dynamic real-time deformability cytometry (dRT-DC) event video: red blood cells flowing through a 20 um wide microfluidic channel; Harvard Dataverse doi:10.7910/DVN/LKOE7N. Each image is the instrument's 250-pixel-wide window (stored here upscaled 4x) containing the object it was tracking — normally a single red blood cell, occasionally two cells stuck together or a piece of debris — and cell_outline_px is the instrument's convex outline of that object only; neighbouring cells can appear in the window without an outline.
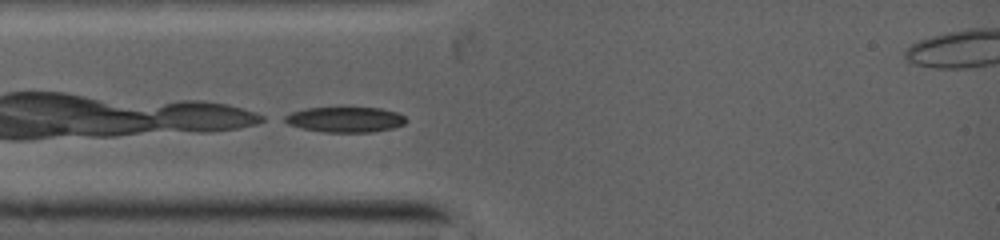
{"species": "common noctule bat (a hibernating species)", "species_latin": "Nyctalus noctula", "temperature_condition": "warm", "stored_images_in_passage": 34, "camera_frame_rate_fps": 5000, "um_per_image_px": 0.085, "animal": {"sex": "female", "body_mass_g": 19.0, "forearm_length_mm": 53.3}, "frame": {"image": 1, "passage_image": 1, "time_ms": 0.0, "image_size_px": [1000, 240], "cell_outline_px": [[408, 120], [404, 124], [392, 128], [372, 132], [324, 132], [304, 128], [288, 124], [280, 120], [284, 116], [292, 112], [308, 108], [380, 108], [396, 112], [404, 116]], "centroid_in_image_um": [29.34, 10.16], "position_along_channel_um": 55.7, "area_um2": 17.8}}
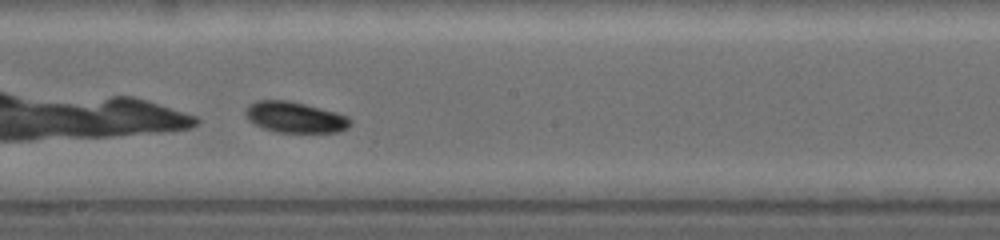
{"frame": {"image": 2, "passage_image": 15, "time_ms": 3.8, "image_size_px": [1000, 240], "cell_outline_px": [[348, 128], [340, 132], [276, 132], [264, 128], [256, 124], [248, 116], [248, 108], [252, 104], [260, 100], [284, 100], [304, 104], [336, 112], [344, 116], [348, 120]], "centroid_in_image_um": [25.11, 9.98], "position_along_channel_um": 223.1, "area_um2": 18.03}}
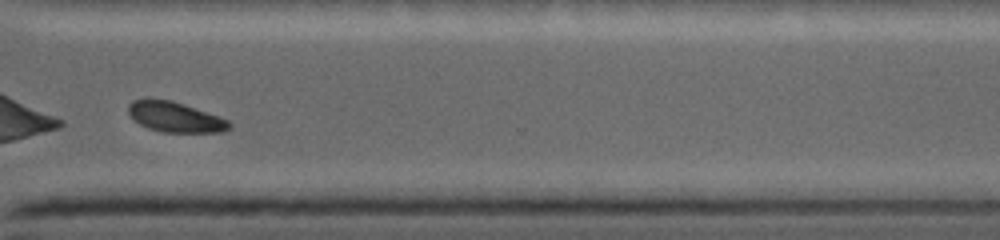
{"frame": {"image": 3, "passage_image": 28, "time_ms": 6.8, "image_size_px": [1000, 240], "cell_outline_px": [[232, 128], [224, 132], [160, 132], [148, 128], [140, 124], [128, 112], [128, 108], [136, 100], [168, 100], [228, 120], [232, 124]], "centroid_in_image_um": [14.93, 10.0], "position_along_channel_um": 355.7, "area_um2": 16.99}}